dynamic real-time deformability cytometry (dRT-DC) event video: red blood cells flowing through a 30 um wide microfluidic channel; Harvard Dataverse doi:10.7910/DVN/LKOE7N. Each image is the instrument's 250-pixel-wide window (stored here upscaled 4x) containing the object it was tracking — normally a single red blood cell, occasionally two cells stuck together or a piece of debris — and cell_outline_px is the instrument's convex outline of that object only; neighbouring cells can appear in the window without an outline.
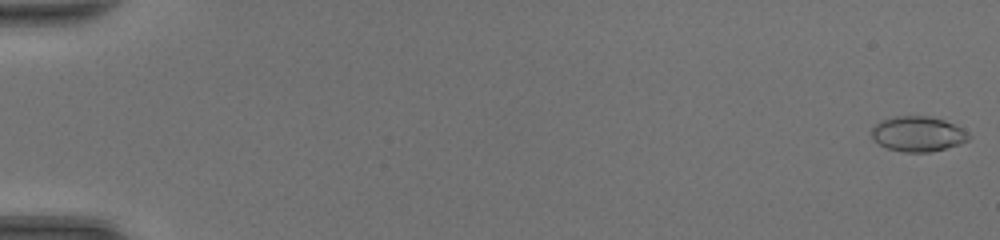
{"species": "common noctule bat (a hibernating species)", "species_latin": "Nyctalus noctula", "temperature_condition": "room temperature", "stored_images_in_passage": 49, "camera_frame_rate_fps": 3000, "um_per_image_px": 0.085, "animal": {"sex": "female", "body_mass_g": 20.0, "forearm_length_mm": 54.0}, "frame": {"image": 1, "passage_image": 1, "time_ms": 0.0, "image_size_px": [1000, 240], "cell_outline_px": [[972, 136], [968, 140], [960, 144], [928, 152], [904, 152], [888, 148], [872, 140], [872, 128], [880, 120], [892, 116], [928, 116], [944, 120], [968, 132]], "centroid_in_image_um": [78.0, 11.38], "position_along_channel_um": 7.0, "area_um2": 19.83}}
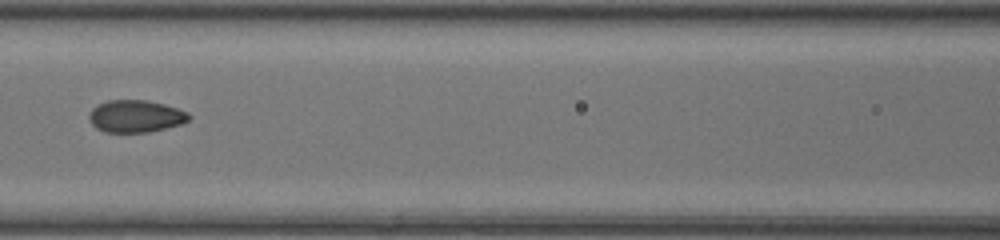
{"frame": {"image": 2, "passage_image": 24, "time_ms": 7.667, "image_size_px": [1000, 240], "cell_outline_px": [[192, 116], [188, 120], [180, 124], [148, 132], [104, 132], [96, 128], [88, 120], [88, 116], [92, 108], [108, 100], [148, 100], [164, 104], [188, 112]], "centroid_in_image_um": [11.51, 9.88], "position_along_channel_um": 155.1, "area_um2": 18.73}}
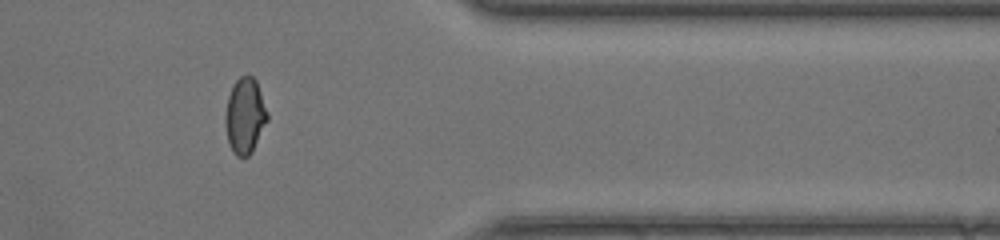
{"frame": {"image": 3, "passage_image": 41, "time_ms": 13.333, "image_size_px": [1000, 240], "cell_outline_px": [[268, 120], [252, 152], [248, 156], [236, 156], [232, 152], [228, 144], [224, 120], [224, 116], [228, 96], [232, 84], [240, 76], [252, 76], [256, 80], [268, 112]], "centroid_in_image_um": [20.8, 9.85], "position_along_channel_um": 390.6, "area_um2": 18.79}, "authors_computed_cell_mechanics": {"area_um2": 18.8428, "velocity_mm_per_s": 4.4048, "shape_relaxation_time_tau1_ms": 6.0856, "shape_relaxation_time_tau2_ms": null, "deformation_change_tau1": 0.215, "deformation_change_tau2": null}}